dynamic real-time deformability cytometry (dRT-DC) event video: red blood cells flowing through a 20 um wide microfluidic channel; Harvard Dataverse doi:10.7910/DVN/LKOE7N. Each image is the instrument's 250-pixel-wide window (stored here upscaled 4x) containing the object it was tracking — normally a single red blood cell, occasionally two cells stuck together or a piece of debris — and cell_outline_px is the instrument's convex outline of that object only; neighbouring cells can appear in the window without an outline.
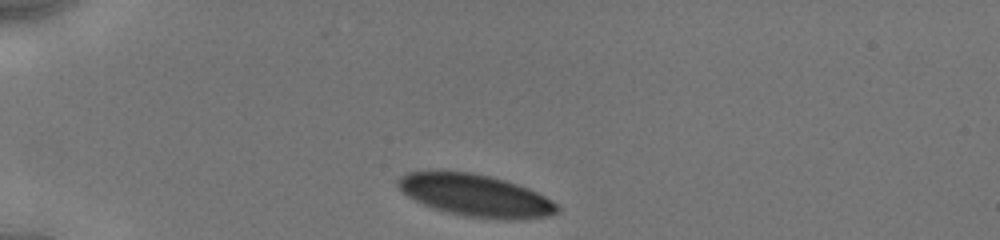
{"species": "human", "species_latin": "Homo sapiens", "temperature_condition": "cold", "stored_images_in_passage": 11, "camera_frame_rate_fps": 3000, "um_per_image_px": 0.085, "donor": {"sex": "male"}, "frame": {"image": 1, "passage_image": 1, "time_ms": 0.0, "image_size_px": [1000, 240], "cell_outline_px": [[560, 212], [548, 216], [520, 220], [508, 220], [464, 216], [432, 208], [408, 196], [396, 184], [396, 180], [400, 176], [408, 172], [472, 172], [504, 180], [528, 188], [552, 200], [560, 208]], "centroid_in_image_um": [40.46, 16.63], "position_along_channel_um": 44.5, "area_um2": 38.78}}
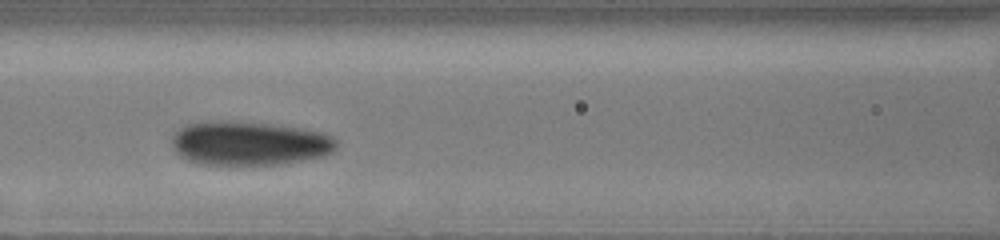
{"frame": {"image": 2, "passage_image": 5, "time_ms": 3.667, "image_size_px": [1000, 240], "cell_outline_px": [[336, 148], [332, 152], [324, 156], [284, 164], [196, 164], [180, 156], [176, 152], [172, 144], [172, 136], [184, 124], [228, 120], [268, 124], [300, 128], [324, 132], [332, 136], [336, 140]], "centroid_in_image_um": [21.2, 12.18], "position_along_channel_um": 145.4, "area_um2": 42.25}}
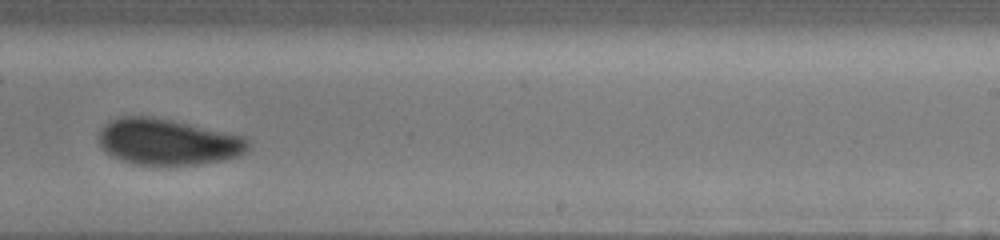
{"frame": {"image": 3, "passage_image": 10, "time_ms": 7.0, "image_size_px": [1000, 240], "cell_outline_px": [[252, 144], [240, 156], [224, 160], [196, 164], [136, 164], [120, 160], [112, 156], [96, 140], [96, 136], [100, 128], [104, 124], [112, 120], [124, 116], [148, 116], [188, 124], [244, 136]], "centroid_in_image_um": [14.24, 12.06], "position_along_channel_um": 274.8, "area_um2": 39.88}}